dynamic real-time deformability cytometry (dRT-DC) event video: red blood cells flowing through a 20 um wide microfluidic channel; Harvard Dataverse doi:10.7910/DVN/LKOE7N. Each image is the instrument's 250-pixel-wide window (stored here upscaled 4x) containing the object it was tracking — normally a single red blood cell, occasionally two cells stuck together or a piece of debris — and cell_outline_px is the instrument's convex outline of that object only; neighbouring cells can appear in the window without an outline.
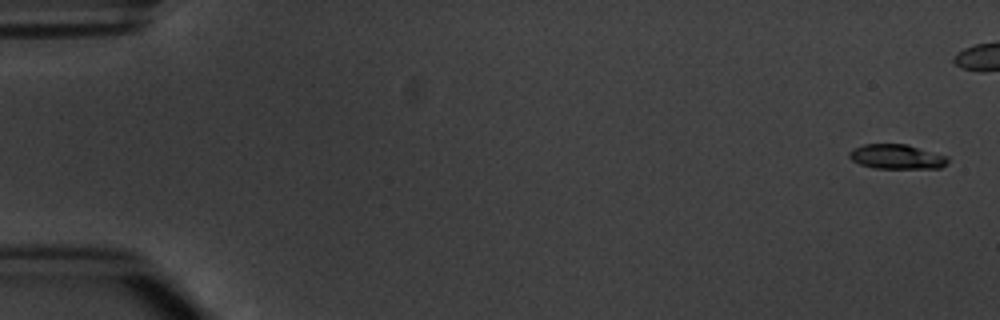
{"species": "common noctule bat (a hibernating species)", "species_latin": "Nyctalus noctula", "temperature_condition": "warm", "stored_images_in_passage": 12, "camera_frame_rate_fps": 3000, "um_per_image_px": 0.085, "animal": {"sex": "male", "body_mass_g": 20.1, "forearm_length_mm": 53.5}, "frame": {"image": 1, "passage_image": 1, "time_ms": 0.0, "image_size_px": [1000, 320], "cell_outline_px": [[948, 164], [940, 168], [876, 168], [860, 164], [852, 160], [848, 156], [848, 152], [852, 148], [864, 144], [908, 144], [948, 156]], "centroid_in_image_um": [76.23, 13.31], "position_along_channel_um": 8.8, "area_um2": 14.28}}
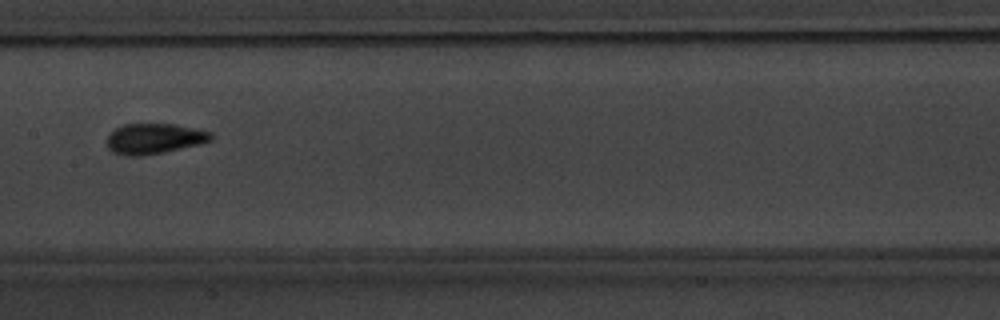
{"frame": {"image": 2, "passage_image": 9, "time_ms": 10.333, "image_size_px": [1000, 320], "cell_outline_px": [[212, 140], [200, 144], [164, 152], [140, 156], [124, 156], [112, 152], [108, 148], [108, 136], [116, 128], [124, 124], [172, 124], [212, 132]], "centroid_in_image_um": [13.1, 11.8], "position_along_channel_um": 194.3, "area_um2": 18.32}}
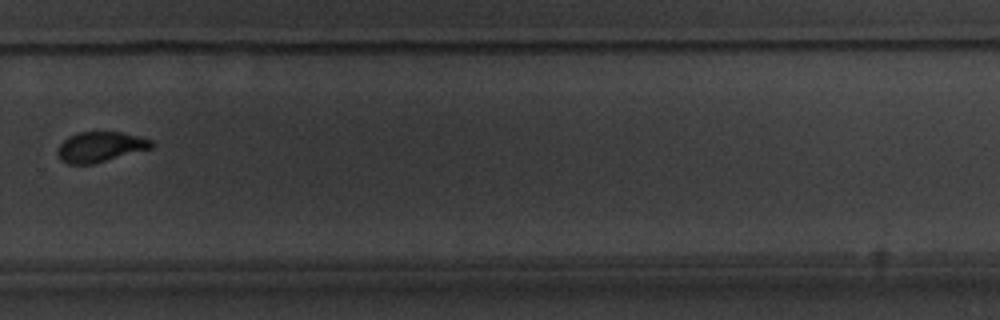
{"frame": {"image": 3, "passage_image": 12, "time_ms": 13.667, "image_size_px": [1000, 320], "cell_outline_px": [[156, 144], [152, 148], [92, 164], [68, 164], [60, 160], [56, 152], [60, 144], [68, 136], [80, 132], [120, 132], [152, 140]], "centroid_in_image_um": [8.51, 12.49], "position_along_channel_um": 321.3, "area_um2": 16.47}}